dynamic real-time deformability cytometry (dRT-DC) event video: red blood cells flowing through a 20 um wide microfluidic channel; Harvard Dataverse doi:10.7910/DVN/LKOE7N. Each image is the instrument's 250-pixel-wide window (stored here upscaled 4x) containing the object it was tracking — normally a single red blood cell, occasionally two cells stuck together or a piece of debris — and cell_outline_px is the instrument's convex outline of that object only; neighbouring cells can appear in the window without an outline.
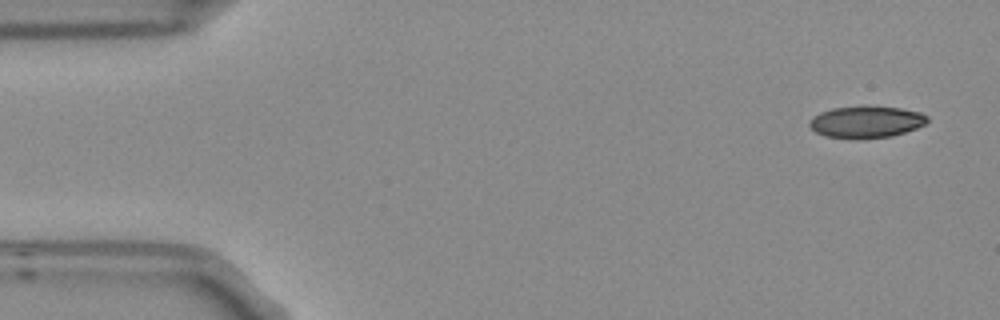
{"species": "Egyptian fruit bat (a non-hibernating species)", "species_latin": "Rousettus aegyptiacus", "temperature_condition": "room temperature", "stored_images_in_passage": 6, "camera_frame_rate_fps": 3000, "um_per_image_px": 0.085, "frame": {"image": 1, "passage_image": 1, "time_ms": 0.0, "image_size_px": [1000, 320], "cell_outline_px": [[928, 120], [924, 124], [916, 128], [892, 136], [824, 136], [816, 132], [808, 124], [820, 112], [832, 108], [900, 108], [920, 112], [928, 116]], "centroid_in_image_um": [73.67, 10.35], "position_along_channel_um": 11.3, "area_um2": 20.35}}
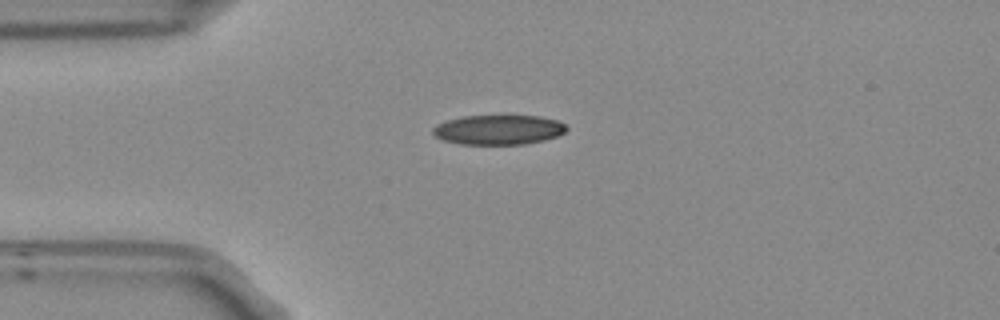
{"frame": {"image": 2, "passage_image": 4, "time_ms": 1.0, "image_size_px": [1000, 320], "cell_outline_px": [[568, 128], [564, 132], [556, 136], [544, 140], [524, 144], [460, 144], [444, 140], [436, 136], [432, 132], [432, 128], [436, 124], [448, 120], [464, 116], [540, 116], [556, 120], [564, 124]], "centroid_in_image_um": [42.36, 11.03], "position_along_channel_um": 42.6, "area_um2": 22.95}}